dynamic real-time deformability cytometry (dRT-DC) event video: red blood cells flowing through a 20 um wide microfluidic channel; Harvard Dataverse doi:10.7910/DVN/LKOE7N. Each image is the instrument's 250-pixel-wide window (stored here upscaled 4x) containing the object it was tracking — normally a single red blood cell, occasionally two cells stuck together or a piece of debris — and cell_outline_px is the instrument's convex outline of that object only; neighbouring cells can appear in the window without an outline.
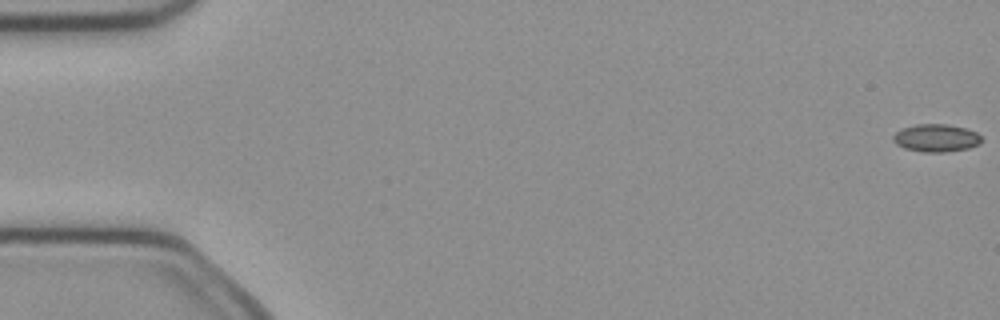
{"species": "common noctule bat (a hibernating species)", "species_latin": "Nyctalus noctula", "temperature_condition": "cold", "stored_images_in_passage": 52, "camera_frame_rate_fps": 3000, "um_per_image_px": 0.085, "animal": {"sex": "female", "body_mass_g": 21.9}, "frame": {"image": 1, "passage_image": 1, "time_ms": 0.0, "image_size_px": [1000, 320], "cell_outline_px": [[980, 144], [968, 148], [948, 152], [924, 152], [904, 148], [896, 144], [892, 140], [892, 136], [900, 128], [916, 124], [948, 124], [968, 128], [976, 132], [980, 136]], "centroid_in_image_um": [79.55, 11.72], "position_along_channel_um": 5.4, "area_um2": 14.45}}
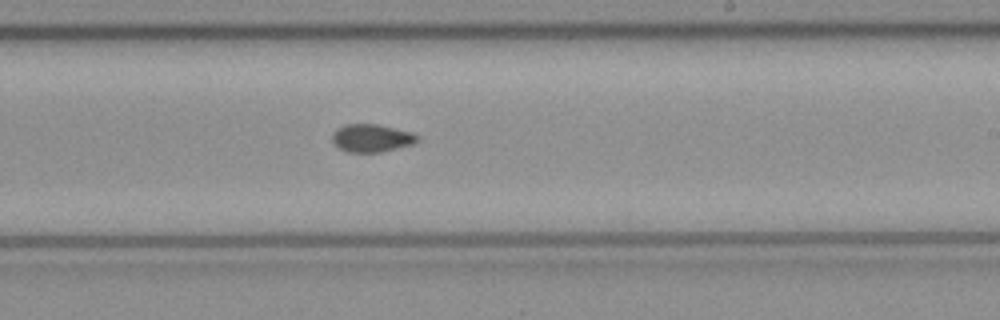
{"frame": {"image": 2, "passage_image": 31, "time_ms": 10.0, "image_size_px": [1000, 320], "cell_outline_px": [[420, 140], [412, 144], [380, 152], [348, 152], [332, 144], [332, 132], [336, 128], [344, 124], [380, 124], [412, 132], [420, 136]], "centroid_in_image_um": [31.57, 11.72], "position_along_channel_um": 257.4, "area_um2": 14.05}}
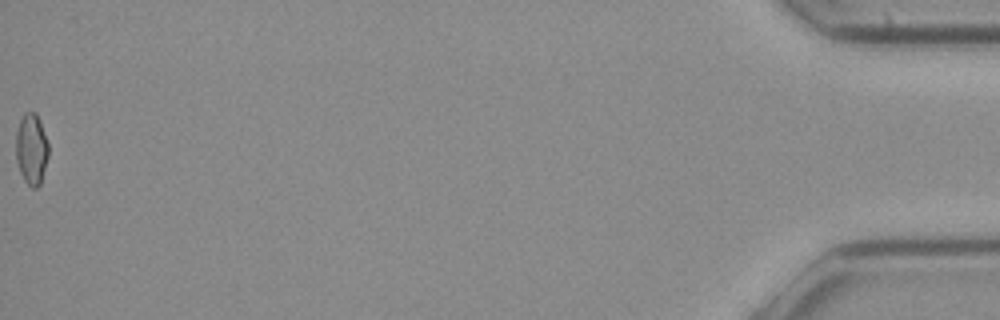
{"frame": {"image": 3, "passage_image": 52, "time_ms": 17.0, "image_size_px": [1000, 320], "cell_outline_px": [[48, 156], [40, 184], [36, 188], [32, 188], [24, 180], [20, 172], [16, 160], [16, 132], [20, 120], [24, 112], [36, 112], [40, 120], [48, 144]], "centroid_in_image_um": [2.67, 12.65], "position_along_channel_um": 432.5, "area_um2": 13.47}, "authors_computed_cell_mechanics": {"area_um2": 13.7275, "velocity_mm_per_s": 4.0333, "shape_relaxation_time_tau1_ms": 7.4137, "shape_relaxation_time_tau2_ms": 1.7598, "deformation_change_tau1": 0.1098, "deformation_change_tau2": 0.0579}}